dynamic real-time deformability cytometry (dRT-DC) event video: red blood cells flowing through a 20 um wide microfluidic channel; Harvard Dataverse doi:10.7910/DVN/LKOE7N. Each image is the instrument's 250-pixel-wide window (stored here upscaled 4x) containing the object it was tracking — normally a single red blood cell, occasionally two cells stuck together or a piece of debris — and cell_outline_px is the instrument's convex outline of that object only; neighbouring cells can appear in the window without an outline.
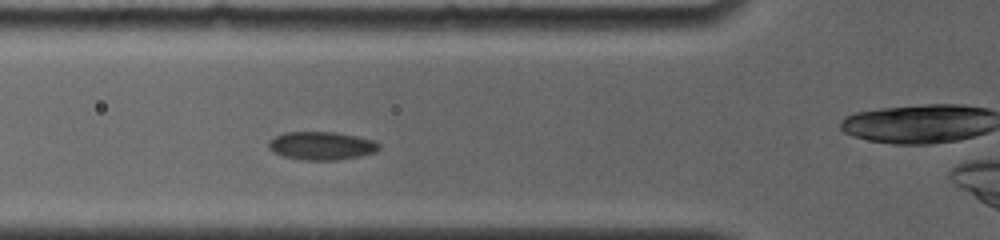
{"species": "common noctule bat (a hibernating species)", "species_latin": "Nyctalus noctula", "temperature_condition": "room temperature", "stored_images_in_passage": 28, "camera_frame_rate_fps": 4000, "um_per_image_px": 0.085, "animal": {"sex": "female", "body_mass_g": 19.0, "forearm_length_mm": 56.7}, "frame": {"image": 1, "passage_image": 13, "time_ms": 4.0, "image_size_px": [1000, 240], "cell_outline_px": [[380, 148], [376, 152], [336, 160], [300, 160], [284, 156], [272, 152], [268, 148], [268, 140], [284, 132], [336, 132], [376, 140], [380, 144]], "centroid_in_image_um": [27.31, 12.38], "position_along_channel_um": 98.5, "area_um2": 18.26}}
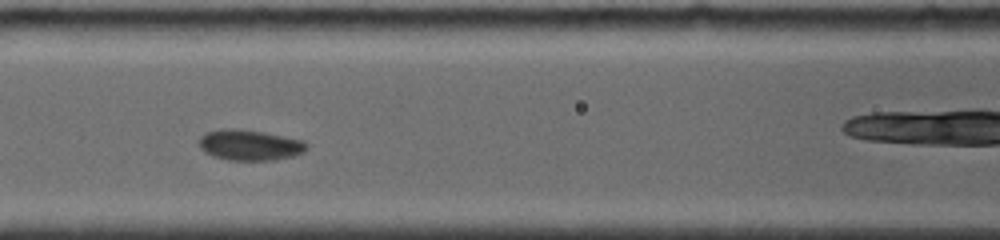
{"frame": {"image": 2, "passage_image": 16, "time_ms": 5.25, "image_size_px": [1000, 240], "cell_outline_px": [[308, 148], [304, 152], [292, 156], [276, 160], [228, 160], [212, 156], [204, 152], [200, 148], [200, 136], [204, 132], [224, 128], [236, 128], [264, 132], [304, 140], [308, 144]], "centroid_in_image_um": [21.23, 12.32], "position_along_channel_um": 145.4, "area_um2": 19.48}}